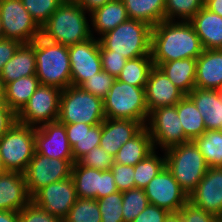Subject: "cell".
Returning <instances> with one entry per match:
<instances>
[{
	"label": "cell",
	"mask_w": 222,
	"mask_h": 222,
	"mask_svg": "<svg viewBox=\"0 0 222 222\" xmlns=\"http://www.w3.org/2000/svg\"><path fill=\"white\" fill-rule=\"evenodd\" d=\"M203 50L190 22L164 20L152 27L151 57L156 67L179 59H197Z\"/></svg>",
	"instance_id": "6da1fadb"
},
{
	"label": "cell",
	"mask_w": 222,
	"mask_h": 222,
	"mask_svg": "<svg viewBox=\"0 0 222 222\" xmlns=\"http://www.w3.org/2000/svg\"><path fill=\"white\" fill-rule=\"evenodd\" d=\"M45 40L72 46L91 38L90 14L80 5L61 4L41 27Z\"/></svg>",
	"instance_id": "7a4b0ae2"
},
{
	"label": "cell",
	"mask_w": 222,
	"mask_h": 222,
	"mask_svg": "<svg viewBox=\"0 0 222 222\" xmlns=\"http://www.w3.org/2000/svg\"><path fill=\"white\" fill-rule=\"evenodd\" d=\"M151 32L148 23L128 19L99 38L100 50L123 55L127 60L151 56Z\"/></svg>",
	"instance_id": "3957f363"
},
{
	"label": "cell",
	"mask_w": 222,
	"mask_h": 222,
	"mask_svg": "<svg viewBox=\"0 0 222 222\" xmlns=\"http://www.w3.org/2000/svg\"><path fill=\"white\" fill-rule=\"evenodd\" d=\"M36 76L40 84L65 89L71 86L68 47L39 36L35 39Z\"/></svg>",
	"instance_id": "277c9868"
},
{
	"label": "cell",
	"mask_w": 222,
	"mask_h": 222,
	"mask_svg": "<svg viewBox=\"0 0 222 222\" xmlns=\"http://www.w3.org/2000/svg\"><path fill=\"white\" fill-rule=\"evenodd\" d=\"M164 153L166 168L189 197L208 170L203 155L193 141L171 147Z\"/></svg>",
	"instance_id": "5b68a950"
},
{
	"label": "cell",
	"mask_w": 222,
	"mask_h": 222,
	"mask_svg": "<svg viewBox=\"0 0 222 222\" xmlns=\"http://www.w3.org/2000/svg\"><path fill=\"white\" fill-rule=\"evenodd\" d=\"M144 88L115 79L103 99L105 117L139 121L146 126L149 111Z\"/></svg>",
	"instance_id": "8992f818"
},
{
	"label": "cell",
	"mask_w": 222,
	"mask_h": 222,
	"mask_svg": "<svg viewBox=\"0 0 222 222\" xmlns=\"http://www.w3.org/2000/svg\"><path fill=\"white\" fill-rule=\"evenodd\" d=\"M103 99L68 86L61 91L58 121L62 124L85 123L97 125L105 120Z\"/></svg>",
	"instance_id": "52a82bcc"
},
{
	"label": "cell",
	"mask_w": 222,
	"mask_h": 222,
	"mask_svg": "<svg viewBox=\"0 0 222 222\" xmlns=\"http://www.w3.org/2000/svg\"><path fill=\"white\" fill-rule=\"evenodd\" d=\"M36 128L15 124L0 138V154L7 171L24 173L35 153Z\"/></svg>",
	"instance_id": "ba28073f"
},
{
	"label": "cell",
	"mask_w": 222,
	"mask_h": 222,
	"mask_svg": "<svg viewBox=\"0 0 222 222\" xmlns=\"http://www.w3.org/2000/svg\"><path fill=\"white\" fill-rule=\"evenodd\" d=\"M146 127L149 131L155 150L167 149L188 142L178 117L177 107L168 106L152 110L149 113Z\"/></svg>",
	"instance_id": "9c48e42d"
},
{
	"label": "cell",
	"mask_w": 222,
	"mask_h": 222,
	"mask_svg": "<svg viewBox=\"0 0 222 222\" xmlns=\"http://www.w3.org/2000/svg\"><path fill=\"white\" fill-rule=\"evenodd\" d=\"M61 91V89L40 84L17 114V122L37 128L58 121Z\"/></svg>",
	"instance_id": "30bf717a"
},
{
	"label": "cell",
	"mask_w": 222,
	"mask_h": 222,
	"mask_svg": "<svg viewBox=\"0 0 222 222\" xmlns=\"http://www.w3.org/2000/svg\"><path fill=\"white\" fill-rule=\"evenodd\" d=\"M0 17L5 38L30 43L41 36V27L21 0H0Z\"/></svg>",
	"instance_id": "8fae6325"
},
{
	"label": "cell",
	"mask_w": 222,
	"mask_h": 222,
	"mask_svg": "<svg viewBox=\"0 0 222 222\" xmlns=\"http://www.w3.org/2000/svg\"><path fill=\"white\" fill-rule=\"evenodd\" d=\"M74 163V161L49 158L35 152L23 173L30 196L50 183L71 177Z\"/></svg>",
	"instance_id": "7c38bea8"
},
{
	"label": "cell",
	"mask_w": 222,
	"mask_h": 222,
	"mask_svg": "<svg viewBox=\"0 0 222 222\" xmlns=\"http://www.w3.org/2000/svg\"><path fill=\"white\" fill-rule=\"evenodd\" d=\"M77 198L75 183L69 177L41 188L31 197V201L63 221Z\"/></svg>",
	"instance_id": "4fadbf2b"
},
{
	"label": "cell",
	"mask_w": 222,
	"mask_h": 222,
	"mask_svg": "<svg viewBox=\"0 0 222 222\" xmlns=\"http://www.w3.org/2000/svg\"><path fill=\"white\" fill-rule=\"evenodd\" d=\"M71 85L79 87L84 81L101 72L100 42L96 37L68 47Z\"/></svg>",
	"instance_id": "5bb4252c"
},
{
	"label": "cell",
	"mask_w": 222,
	"mask_h": 222,
	"mask_svg": "<svg viewBox=\"0 0 222 222\" xmlns=\"http://www.w3.org/2000/svg\"><path fill=\"white\" fill-rule=\"evenodd\" d=\"M144 192L150 204L169 212H178L188 201V195L166 166L148 183Z\"/></svg>",
	"instance_id": "9a60e30c"
},
{
	"label": "cell",
	"mask_w": 222,
	"mask_h": 222,
	"mask_svg": "<svg viewBox=\"0 0 222 222\" xmlns=\"http://www.w3.org/2000/svg\"><path fill=\"white\" fill-rule=\"evenodd\" d=\"M71 177L79 198L100 199L118 191L112 171H100L82 166L75 162Z\"/></svg>",
	"instance_id": "2e32d148"
},
{
	"label": "cell",
	"mask_w": 222,
	"mask_h": 222,
	"mask_svg": "<svg viewBox=\"0 0 222 222\" xmlns=\"http://www.w3.org/2000/svg\"><path fill=\"white\" fill-rule=\"evenodd\" d=\"M35 152L49 158L74 161L65 124L50 122L36 128Z\"/></svg>",
	"instance_id": "e0dca14e"
},
{
	"label": "cell",
	"mask_w": 222,
	"mask_h": 222,
	"mask_svg": "<svg viewBox=\"0 0 222 222\" xmlns=\"http://www.w3.org/2000/svg\"><path fill=\"white\" fill-rule=\"evenodd\" d=\"M188 200L218 218H222V167H208Z\"/></svg>",
	"instance_id": "ac0fdd59"
},
{
	"label": "cell",
	"mask_w": 222,
	"mask_h": 222,
	"mask_svg": "<svg viewBox=\"0 0 222 222\" xmlns=\"http://www.w3.org/2000/svg\"><path fill=\"white\" fill-rule=\"evenodd\" d=\"M144 89L149 113L157 108L175 106L185 96L156 66L151 69Z\"/></svg>",
	"instance_id": "d6986e66"
},
{
	"label": "cell",
	"mask_w": 222,
	"mask_h": 222,
	"mask_svg": "<svg viewBox=\"0 0 222 222\" xmlns=\"http://www.w3.org/2000/svg\"><path fill=\"white\" fill-rule=\"evenodd\" d=\"M144 125L139 121L105 118L99 146L115 157L120 147L133 138Z\"/></svg>",
	"instance_id": "ffe728a7"
},
{
	"label": "cell",
	"mask_w": 222,
	"mask_h": 222,
	"mask_svg": "<svg viewBox=\"0 0 222 222\" xmlns=\"http://www.w3.org/2000/svg\"><path fill=\"white\" fill-rule=\"evenodd\" d=\"M30 202L23 173L7 171L0 175V210L19 212Z\"/></svg>",
	"instance_id": "44dd1931"
},
{
	"label": "cell",
	"mask_w": 222,
	"mask_h": 222,
	"mask_svg": "<svg viewBox=\"0 0 222 222\" xmlns=\"http://www.w3.org/2000/svg\"><path fill=\"white\" fill-rule=\"evenodd\" d=\"M195 86L201 89H222V49H204L196 59Z\"/></svg>",
	"instance_id": "7402d4cb"
},
{
	"label": "cell",
	"mask_w": 222,
	"mask_h": 222,
	"mask_svg": "<svg viewBox=\"0 0 222 222\" xmlns=\"http://www.w3.org/2000/svg\"><path fill=\"white\" fill-rule=\"evenodd\" d=\"M187 96L202 115L206 130H222V89L195 87Z\"/></svg>",
	"instance_id": "603a6c76"
},
{
	"label": "cell",
	"mask_w": 222,
	"mask_h": 222,
	"mask_svg": "<svg viewBox=\"0 0 222 222\" xmlns=\"http://www.w3.org/2000/svg\"><path fill=\"white\" fill-rule=\"evenodd\" d=\"M65 129L74 162H78L92 148L100 144L102 123L94 126L82 122L65 124Z\"/></svg>",
	"instance_id": "cb8c5ba5"
},
{
	"label": "cell",
	"mask_w": 222,
	"mask_h": 222,
	"mask_svg": "<svg viewBox=\"0 0 222 222\" xmlns=\"http://www.w3.org/2000/svg\"><path fill=\"white\" fill-rule=\"evenodd\" d=\"M128 19L124 2L111 0L90 13L91 35L99 39Z\"/></svg>",
	"instance_id": "d4e9b609"
},
{
	"label": "cell",
	"mask_w": 222,
	"mask_h": 222,
	"mask_svg": "<svg viewBox=\"0 0 222 222\" xmlns=\"http://www.w3.org/2000/svg\"><path fill=\"white\" fill-rule=\"evenodd\" d=\"M203 49H222V17L203 7L190 21Z\"/></svg>",
	"instance_id": "484cf974"
},
{
	"label": "cell",
	"mask_w": 222,
	"mask_h": 222,
	"mask_svg": "<svg viewBox=\"0 0 222 222\" xmlns=\"http://www.w3.org/2000/svg\"><path fill=\"white\" fill-rule=\"evenodd\" d=\"M30 75H36L35 40L20 44L13 57L4 65L0 77L6 85Z\"/></svg>",
	"instance_id": "4316f807"
},
{
	"label": "cell",
	"mask_w": 222,
	"mask_h": 222,
	"mask_svg": "<svg viewBox=\"0 0 222 222\" xmlns=\"http://www.w3.org/2000/svg\"><path fill=\"white\" fill-rule=\"evenodd\" d=\"M154 144L146 126L123 144L114 157V162L135 166L154 151Z\"/></svg>",
	"instance_id": "83f0119b"
},
{
	"label": "cell",
	"mask_w": 222,
	"mask_h": 222,
	"mask_svg": "<svg viewBox=\"0 0 222 222\" xmlns=\"http://www.w3.org/2000/svg\"><path fill=\"white\" fill-rule=\"evenodd\" d=\"M157 67L185 95H188L196 87V59L185 58L164 62Z\"/></svg>",
	"instance_id": "f1b7e54d"
},
{
	"label": "cell",
	"mask_w": 222,
	"mask_h": 222,
	"mask_svg": "<svg viewBox=\"0 0 222 222\" xmlns=\"http://www.w3.org/2000/svg\"><path fill=\"white\" fill-rule=\"evenodd\" d=\"M40 85L36 75L21 77L5 85V105L16 115L27 104L30 97Z\"/></svg>",
	"instance_id": "f546056e"
},
{
	"label": "cell",
	"mask_w": 222,
	"mask_h": 222,
	"mask_svg": "<svg viewBox=\"0 0 222 222\" xmlns=\"http://www.w3.org/2000/svg\"><path fill=\"white\" fill-rule=\"evenodd\" d=\"M129 19L154 27L165 20V0H122Z\"/></svg>",
	"instance_id": "4dcf8cb0"
},
{
	"label": "cell",
	"mask_w": 222,
	"mask_h": 222,
	"mask_svg": "<svg viewBox=\"0 0 222 222\" xmlns=\"http://www.w3.org/2000/svg\"><path fill=\"white\" fill-rule=\"evenodd\" d=\"M175 106L177 107L178 117L180 118L184 135L189 141H193L206 131L202 115L187 95Z\"/></svg>",
	"instance_id": "1f68e13d"
},
{
	"label": "cell",
	"mask_w": 222,
	"mask_h": 222,
	"mask_svg": "<svg viewBox=\"0 0 222 222\" xmlns=\"http://www.w3.org/2000/svg\"><path fill=\"white\" fill-rule=\"evenodd\" d=\"M193 142L208 167H222V130H206Z\"/></svg>",
	"instance_id": "d6a6232c"
},
{
	"label": "cell",
	"mask_w": 222,
	"mask_h": 222,
	"mask_svg": "<svg viewBox=\"0 0 222 222\" xmlns=\"http://www.w3.org/2000/svg\"><path fill=\"white\" fill-rule=\"evenodd\" d=\"M153 67L154 64L151 56L129 59L116 79L132 86L145 87Z\"/></svg>",
	"instance_id": "836d02e7"
},
{
	"label": "cell",
	"mask_w": 222,
	"mask_h": 222,
	"mask_svg": "<svg viewBox=\"0 0 222 222\" xmlns=\"http://www.w3.org/2000/svg\"><path fill=\"white\" fill-rule=\"evenodd\" d=\"M154 150L134 166L135 188L144 189L148 183L165 167V153Z\"/></svg>",
	"instance_id": "e575fe53"
},
{
	"label": "cell",
	"mask_w": 222,
	"mask_h": 222,
	"mask_svg": "<svg viewBox=\"0 0 222 222\" xmlns=\"http://www.w3.org/2000/svg\"><path fill=\"white\" fill-rule=\"evenodd\" d=\"M205 5V0H165V21L189 22Z\"/></svg>",
	"instance_id": "d590c367"
},
{
	"label": "cell",
	"mask_w": 222,
	"mask_h": 222,
	"mask_svg": "<svg viewBox=\"0 0 222 222\" xmlns=\"http://www.w3.org/2000/svg\"><path fill=\"white\" fill-rule=\"evenodd\" d=\"M62 222H101L97 200L78 197Z\"/></svg>",
	"instance_id": "8d00e7d4"
},
{
	"label": "cell",
	"mask_w": 222,
	"mask_h": 222,
	"mask_svg": "<svg viewBox=\"0 0 222 222\" xmlns=\"http://www.w3.org/2000/svg\"><path fill=\"white\" fill-rule=\"evenodd\" d=\"M124 222H132L148 205L144 189L133 188L122 192Z\"/></svg>",
	"instance_id": "74e56055"
},
{
	"label": "cell",
	"mask_w": 222,
	"mask_h": 222,
	"mask_svg": "<svg viewBox=\"0 0 222 222\" xmlns=\"http://www.w3.org/2000/svg\"><path fill=\"white\" fill-rule=\"evenodd\" d=\"M101 222H124L122 212V192L117 191L97 200Z\"/></svg>",
	"instance_id": "f35d334b"
},
{
	"label": "cell",
	"mask_w": 222,
	"mask_h": 222,
	"mask_svg": "<svg viewBox=\"0 0 222 222\" xmlns=\"http://www.w3.org/2000/svg\"><path fill=\"white\" fill-rule=\"evenodd\" d=\"M35 22L42 27L62 4L60 0H21Z\"/></svg>",
	"instance_id": "ab89813d"
},
{
	"label": "cell",
	"mask_w": 222,
	"mask_h": 222,
	"mask_svg": "<svg viewBox=\"0 0 222 222\" xmlns=\"http://www.w3.org/2000/svg\"><path fill=\"white\" fill-rule=\"evenodd\" d=\"M114 81L115 78L113 76L101 70V72L94 74L93 77L84 81L79 87L94 96L104 99Z\"/></svg>",
	"instance_id": "60d3db41"
},
{
	"label": "cell",
	"mask_w": 222,
	"mask_h": 222,
	"mask_svg": "<svg viewBox=\"0 0 222 222\" xmlns=\"http://www.w3.org/2000/svg\"><path fill=\"white\" fill-rule=\"evenodd\" d=\"M82 166L94 168L100 171H108L112 168L114 157L109 155L103 148L97 146L92 148L79 161Z\"/></svg>",
	"instance_id": "b9f144b4"
},
{
	"label": "cell",
	"mask_w": 222,
	"mask_h": 222,
	"mask_svg": "<svg viewBox=\"0 0 222 222\" xmlns=\"http://www.w3.org/2000/svg\"><path fill=\"white\" fill-rule=\"evenodd\" d=\"M110 170L118 191L124 192L135 188L134 166L114 162Z\"/></svg>",
	"instance_id": "7bdbcfd3"
},
{
	"label": "cell",
	"mask_w": 222,
	"mask_h": 222,
	"mask_svg": "<svg viewBox=\"0 0 222 222\" xmlns=\"http://www.w3.org/2000/svg\"><path fill=\"white\" fill-rule=\"evenodd\" d=\"M19 222H62L31 201L19 211Z\"/></svg>",
	"instance_id": "ee69618b"
},
{
	"label": "cell",
	"mask_w": 222,
	"mask_h": 222,
	"mask_svg": "<svg viewBox=\"0 0 222 222\" xmlns=\"http://www.w3.org/2000/svg\"><path fill=\"white\" fill-rule=\"evenodd\" d=\"M182 222H216L218 217L192 204L189 200L178 211Z\"/></svg>",
	"instance_id": "f6af8a7d"
},
{
	"label": "cell",
	"mask_w": 222,
	"mask_h": 222,
	"mask_svg": "<svg viewBox=\"0 0 222 222\" xmlns=\"http://www.w3.org/2000/svg\"><path fill=\"white\" fill-rule=\"evenodd\" d=\"M102 70L109 73L115 79L121 73L127 59L123 55L112 54L109 50H100Z\"/></svg>",
	"instance_id": "bcb514c9"
},
{
	"label": "cell",
	"mask_w": 222,
	"mask_h": 222,
	"mask_svg": "<svg viewBox=\"0 0 222 222\" xmlns=\"http://www.w3.org/2000/svg\"><path fill=\"white\" fill-rule=\"evenodd\" d=\"M170 212L150 204L132 222H164Z\"/></svg>",
	"instance_id": "7dc6e473"
},
{
	"label": "cell",
	"mask_w": 222,
	"mask_h": 222,
	"mask_svg": "<svg viewBox=\"0 0 222 222\" xmlns=\"http://www.w3.org/2000/svg\"><path fill=\"white\" fill-rule=\"evenodd\" d=\"M20 44L19 41L13 39L3 38L0 40V74L4 65L13 57Z\"/></svg>",
	"instance_id": "c3c4849f"
},
{
	"label": "cell",
	"mask_w": 222,
	"mask_h": 222,
	"mask_svg": "<svg viewBox=\"0 0 222 222\" xmlns=\"http://www.w3.org/2000/svg\"><path fill=\"white\" fill-rule=\"evenodd\" d=\"M17 115L6 105L0 110V138L15 124Z\"/></svg>",
	"instance_id": "681fc988"
},
{
	"label": "cell",
	"mask_w": 222,
	"mask_h": 222,
	"mask_svg": "<svg viewBox=\"0 0 222 222\" xmlns=\"http://www.w3.org/2000/svg\"><path fill=\"white\" fill-rule=\"evenodd\" d=\"M111 0H83L80 5L83 7L89 14L92 13L97 8L102 7L104 4Z\"/></svg>",
	"instance_id": "f907efd6"
},
{
	"label": "cell",
	"mask_w": 222,
	"mask_h": 222,
	"mask_svg": "<svg viewBox=\"0 0 222 222\" xmlns=\"http://www.w3.org/2000/svg\"><path fill=\"white\" fill-rule=\"evenodd\" d=\"M204 7L222 17V0H205Z\"/></svg>",
	"instance_id": "816d5d0a"
},
{
	"label": "cell",
	"mask_w": 222,
	"mask_h": 222,
	"mask_svg": "<svg viewBox=\"0 0 222 222\" xmlns=\"http://www.w3.org/2000/svg\"><path fill=\"white\" fill-rule=\"evenodd\" d=\"M0 222H19V212L0 210Z\"/></svg>",
	"instance_id": "f5cc1de1"
},
{
	"label": "cell",
	"mask_w": 222,
	"mask_h": 222,
	"mask_svg": "<svg viewBox=\"0 0 222 222\" xmlns=\"http://www.w3.org/2000/svg\"><path fill=\"white\" fill-rule=\"evenodd\" d=\"M164 222H182L179 212H170Z\"/></svg>",
	"instance_id": "db71d44e"
},
{
	"label": "cell",
	"mask_w": 222,
	"mask_h": 222,
	"mask_svg": "<svg viewBox=\"0 0 222 222\" xmlns=\"http://www.w3.org/2000/svg\"><path fill=\"white\" fill-rule=\"evenodd\" d=\"M62 4L81 5L83 0H60Z\"/></svg>",
	"instance_id": "11a10c76"
},
{
	"label": "cell",
	"mask_w": 222,
	"mask_h": 222,
	"mask_svg": "<svg viewBox=\"0 0 222 222\" xmlns=\"http://www.w3.org/2000/svg\"><path fill=\"white\" fill-rule=\"evenodd\" d=\"M0 97H5V85L0 77Z\"/></svg>",
	"instance_id": "9f6ffc18"
},
{
	"label": "cell",
	"mask_w": 222,
	"mask_h": 222,
	"mask_svg": "<svg viewBox=\"0 0 222 222\" xmlns=\"http://www.w3.org/2000/svg\"><path fill=\"white\" fill-rule=\"evenodd\" d=\"M7 172V169L4 166V163L2 161V156L0 154V175L4 174Z\"/></svg>",
	"instance_id": "6f0895ef"
},
{
	"label": "cell",
	"mask_w": 222,
	"mask_h": 222,
	"mask_svg": "<svg viewBox=\"0 0 222 222\" xmlns=\"http://www.w3.org/2000/svg\"><path fill=\"white\" fill-rule=\"evenodd\" d=\"M5 38V34L3 31V27H2V21H1V17H0V40Z\"/></svg>",
	"instance_id": "680465c9"
},
{
	"label": "cell",
	"mask_w": 222,
	"mask_h": 222,
	"mask_svg": "<svg viewBox=\"0 0 222 222\" xmlns=\"http://www.w3.org/2000/svg\"><path fill=\"white\" fill-rule=\"evenodd\" d=\"M5 106L4 97H0V110Z\"/></svg>",
	"instance_id": "91938a15"
},
{
	"label": "cell",
	"mask_w": 222,
	"mask_h": 222,
	"mask_svg": "<svg viewBox=\"0 0 222 222\" xmlns=\"http://www.w3.org/2000/svg\"><path fill=\"white\" fill-rule=\"evenodd\" d=\"M216 222H222V218H218Z\"/></svg>",
	"instance_id": "94428289"
}]
</instances>
